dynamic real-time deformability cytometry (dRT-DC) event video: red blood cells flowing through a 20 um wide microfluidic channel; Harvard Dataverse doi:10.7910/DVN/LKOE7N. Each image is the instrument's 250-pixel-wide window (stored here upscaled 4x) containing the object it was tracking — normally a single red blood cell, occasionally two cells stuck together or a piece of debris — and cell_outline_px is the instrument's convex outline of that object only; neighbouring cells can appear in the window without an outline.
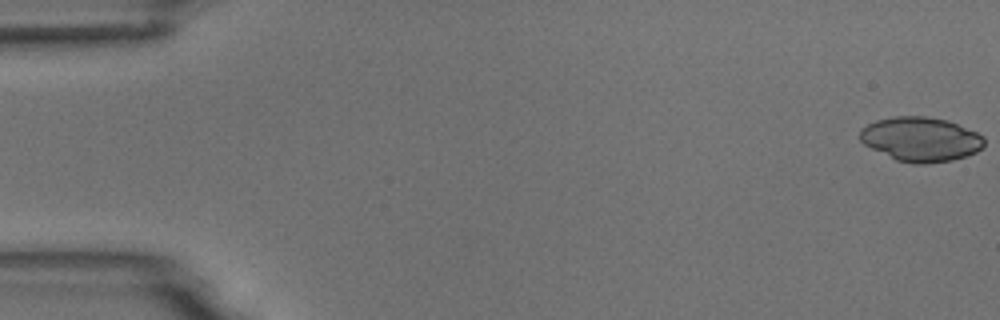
{"species": "common noctule bat (a hibernating species)", "species_latin": "Nyctalus noctula", "temperature_condition": "room temperature", "stored_images_in_passage": 54, "camera_frame_rate_fps": 3000, "um_per_image_px": 0.085, "animal": {"sex": "male", "body_mass_g": 18.8}, "frame": {"image": 1, "passage_image": 1, "time_ms": 0.0, "image_size_px": [1000, 320], "cell_outline_px": [[984, 148], [976, 152], [952, 160], [928, 164], [916, 164], [896, 160], [864, 144], [860, 140], [860, 128], [876, 120], [892, 116], [924, 116], [948, 120], [976, 132], [984, 136]], "centroid_in_image_um": [78.27, 11.83], "position_along_channel_um": 6.7, "area_um2": 32.19}}